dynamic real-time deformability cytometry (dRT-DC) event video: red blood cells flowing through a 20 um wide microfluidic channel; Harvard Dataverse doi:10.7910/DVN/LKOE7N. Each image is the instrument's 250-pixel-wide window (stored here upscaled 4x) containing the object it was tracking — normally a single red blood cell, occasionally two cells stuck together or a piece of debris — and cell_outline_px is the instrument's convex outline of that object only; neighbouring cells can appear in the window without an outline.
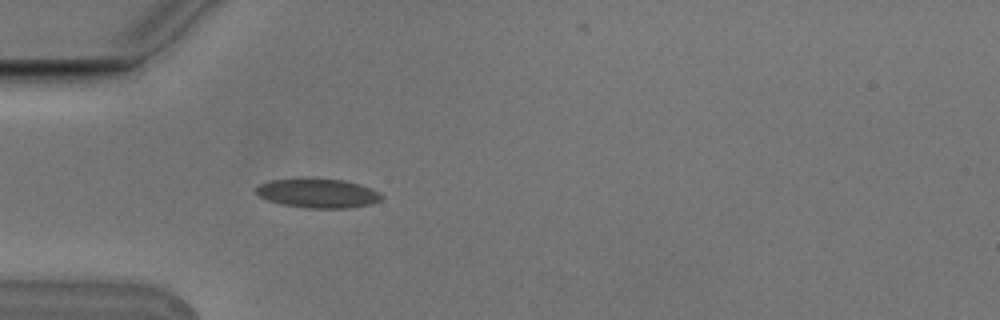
{"species": "Egyptian fruit bat (a non-hibernating species)", "species_latin": "Rousettus aegyptiacus", "temperature_condition": "cold", "stored_images_in_passage": 4, "camera_frame_rate_fps": 3000, "um_per_image_px": 0.085, "animal": {"sex": "male"}, "frame": {"image": 1, "passage_image": 4, "time_ms": 1.0, "image_size_px": [1000, 320], "cell_outline_px": [[384, 196], [380, 200], [368, 204], [352, 208], [304, 208], [280, 204], [268, 200], [260, 196], [256, 192], [256, 188], [260, 184], [272, 180], [304, 176], [312, 176], [344, 180], [360, 184]], "centroid_in_image_um": [26.97, 16.39], "position_along_channel_um": 58.0, "area_um2": 21.85}}